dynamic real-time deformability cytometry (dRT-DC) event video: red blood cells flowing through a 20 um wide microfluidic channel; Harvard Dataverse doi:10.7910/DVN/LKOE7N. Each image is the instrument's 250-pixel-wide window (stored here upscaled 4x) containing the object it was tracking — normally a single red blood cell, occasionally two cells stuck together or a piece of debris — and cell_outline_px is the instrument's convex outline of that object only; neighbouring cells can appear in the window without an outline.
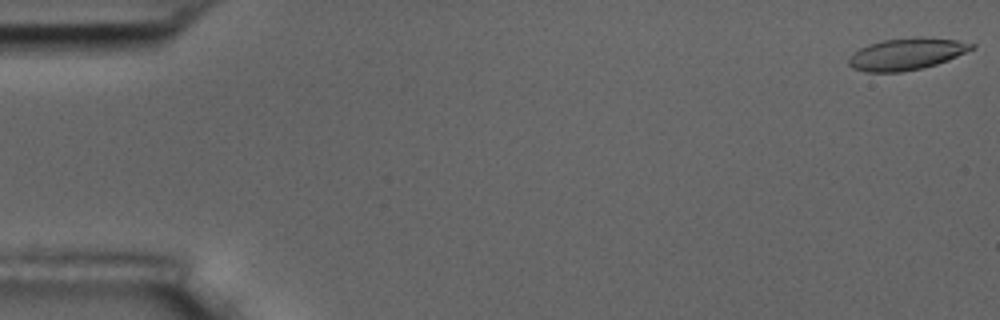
{"species": "common noctule bat (a hibernating species)", "species_latin": "Nyctalus noctula", "temperature_condition": "room temperature", "stored_images_in_passage": 5, "camera_frame_rate_fps": 3000, "um_per_image_px": 0.085, "animal": {"sex": "male", "body_mass_g": 17.5, "forearm_length_mm": 52.3}, "frame": {"image": 1, "passage_image": 1, "time_ms": 0.0, "image_size_px": [1000, 320], "cell_outline_px": [[976, 48], [948, 60], [936, 64], [920, 68], [900, 72], [864, 72], [852, 68], [848, 64], [848, 60], [860, 48], [868, 44], [884, 40], [916, 36], [924, 36], [956, 40], [976, 44]], "centroid_in_image_um": [77.09, 4.58], "position_along_channel_um": 7.9, "area_um2": 22.83}}
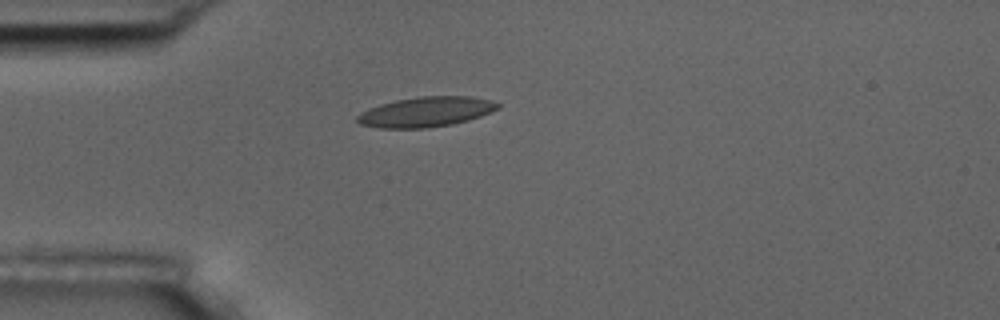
{"frame": {"image": 2, "passage_image": 5, "time_ms": 4.667, "image_size_px": [1000, 320], "cell_outline_px": [[500, 108], [480, 116], [468, 120], [452, 124], [428, 128], [380, 128], [360, 124], [356, 120], [356, 116], [360, 112], [368, 108], [380, 104], [396, 100], [420, 96], [472, 96], [492, 100], [500, 104]], "centroid_in_image_um": [36.2, 9.5], "position_along_channel_um": 48.8, "area_um2": 24.74}}